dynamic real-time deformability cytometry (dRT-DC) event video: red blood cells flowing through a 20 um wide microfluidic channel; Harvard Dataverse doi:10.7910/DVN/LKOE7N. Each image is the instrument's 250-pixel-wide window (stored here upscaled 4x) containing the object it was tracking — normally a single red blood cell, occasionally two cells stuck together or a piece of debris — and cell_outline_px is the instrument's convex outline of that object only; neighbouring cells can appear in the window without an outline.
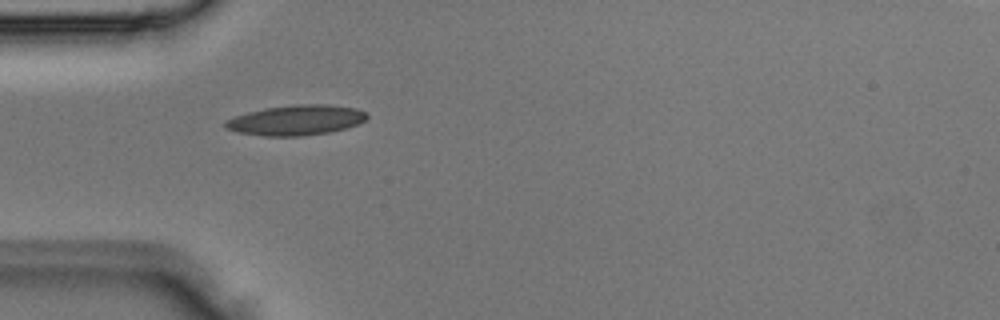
{"species": "Egyptian fruit bat (a non-hibernating species)", "species_latin": "Rousettus aegyptiacus", "temperature_condition": "room temperature", "stored_images_in_passage": 3, "camera_frame_rate_fps": 3000, "um_per_image_px": 0.085, "animal": {"sex": "male"}, "frame": {"image": 1, "passage_image": 3, "time_ms": 0.667, "image_size_px": [1000, 320], "cell_outline_px": [[368, 116], [364, 120], [356, 124], [344, 128], [328, 132], [300, 136], [264, 136], [236, 132], [224, 128], [224, 120], [248, 112], [264, 108], [296, 104], [328, 104], [356, 108], [368, 112]], "centroid_in_image_um": [25.14, 10.2], "position_along_channel_um": 59.9, "area_um2": 24.91}}